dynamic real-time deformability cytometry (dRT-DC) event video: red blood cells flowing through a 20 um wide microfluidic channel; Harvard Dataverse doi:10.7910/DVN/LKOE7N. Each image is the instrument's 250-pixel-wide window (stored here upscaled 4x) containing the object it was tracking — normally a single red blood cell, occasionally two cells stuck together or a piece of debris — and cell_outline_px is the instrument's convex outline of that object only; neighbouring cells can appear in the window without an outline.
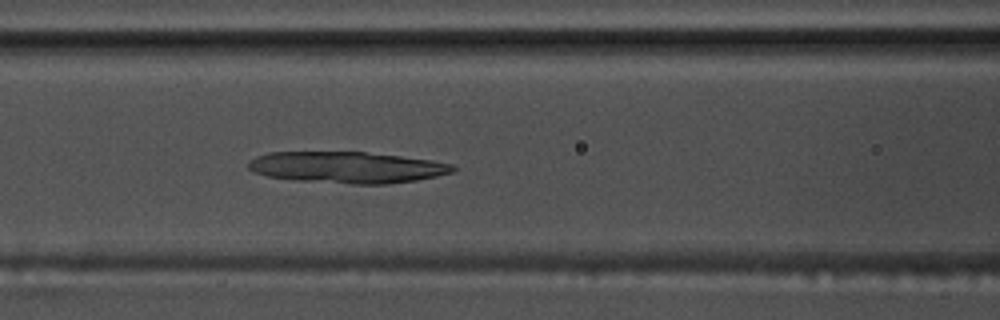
{"species": "common noctule bat (a hibernating species)", "species_latin": "Nyctalus noctula", "temperature_condition": "warm", "stored_images_in_passage": 51, "camera_frame_rate_fps": 3000, "um_per_image_px": 0.085, "animal": {"sex": "male", "body_mass_g": 17.5, "forearm_length_mm": 52.3}, "frame": {"image": 1, "passage_image": 19, "time_ms": 6.0, "image_size_px": [1000, 320], "cell_outline_px": [[456, 168], [452, 172], [436, 176], [416, 180], [384, 184], [352, 184], [296, 180], [268, 176], [252, 172], [248, 168], [248, 164], [256, 156], [268, 152], [364, 152], [400, 156], [432, 160], [452, 164]], "centroid_in_image_um": [29.48, 14.22], "position_along_channel_um": 137.1, "area_um2": 37.22}}
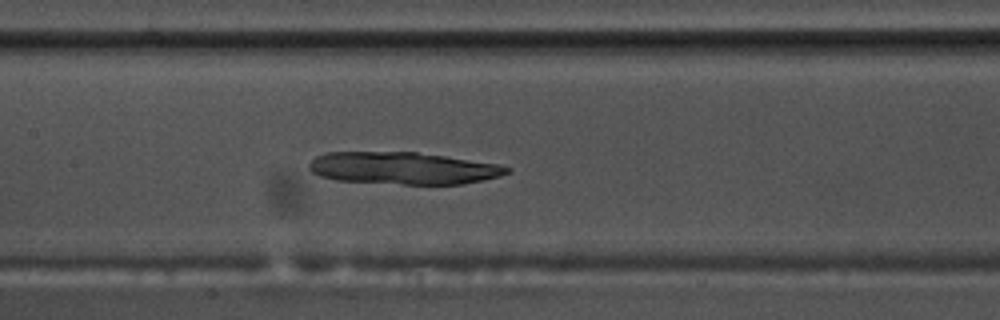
{"frame": {"image": 2, "passage_image": 22, "time_ms": 7.0, "image_size_px": [1000, 320], "cell_outline_px": [[512, 172], [500, 176], [484, 180], [460, 184], [404, 184], [336, 180], [320, 176], [312, 172], [308, 168], [308, 164], [316, 156], [324, 152], [416, 152], [500, 164], [512, 168]], "centroid_in_image_um": [34.28, 14.29], "position_along_channel_um": 173.1, "area_um2": 37.17}}